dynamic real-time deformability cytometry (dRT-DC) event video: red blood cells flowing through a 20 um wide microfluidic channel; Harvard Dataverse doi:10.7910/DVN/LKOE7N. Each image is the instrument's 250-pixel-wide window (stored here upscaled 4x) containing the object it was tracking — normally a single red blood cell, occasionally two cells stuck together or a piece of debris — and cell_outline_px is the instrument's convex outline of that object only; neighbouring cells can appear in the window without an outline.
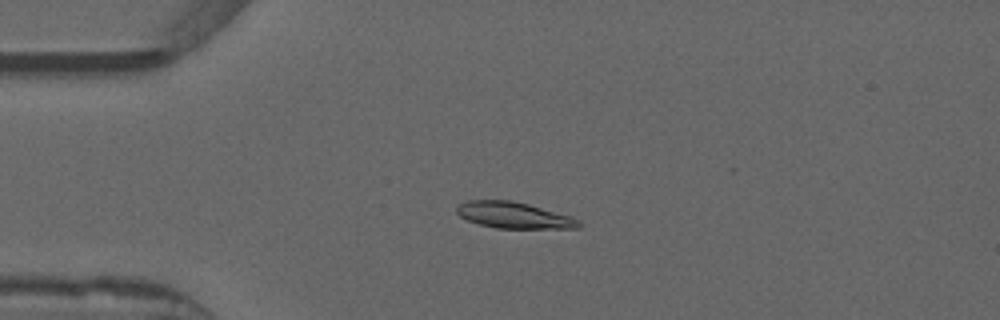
{"species": "common noctule bat (a hibernating species)", "species_latin": "Nyctalus noctula", "temperature_condition": "warm", "stored_images_in_passage": 52, "camera_frame_rate_fps": 3000, "um_per_image_px": 0.085, "animal": {"sex": "male", "forearm_length_mm": 52.5}, "frame": {"image": 1, "passage_image": 12, "time_ms": 3.667, "image_size_px": [1000, 320], "cell_outline_px": [[580, 228], [496, 228], [480, 224], [468, 220], [460, 216], [456, 212], [456, 208], [460, 204], [468, 200], [512, 200], [528, 204], [572, 216], [580, 220]], "centroid_in_image_um": [43.69, 18.29], "position_along_channel_um": 41.3, "area_um2": 18.61}}
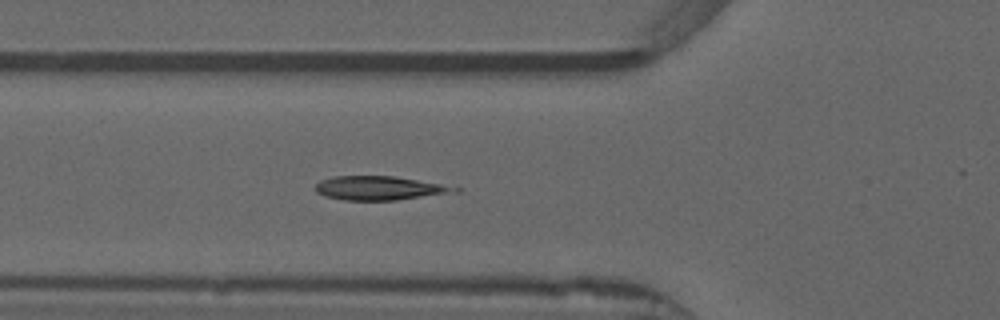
{"frame": {"image": 2, "passage_image": 18, "time_ms": 5.667, "image_size_px": [1000, 320], "cell_outline_px": [[460, 192], [396, 200], [344, 200], [324, 196], [316, 192], [316, 184], [320, 180], [332, 176], [396, 176], [440, 184], [460, 188]], "centroid_in_image_um": [32.24, 15.99], "position_along_channel_um": 93.6, "area_um2": 19.42}}
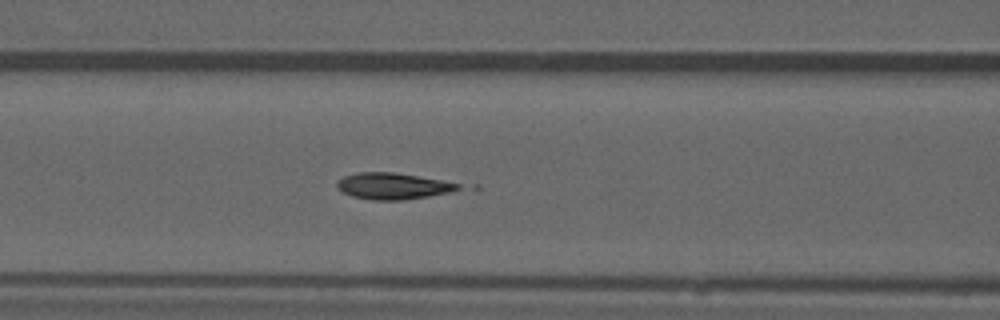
{"frame": {"image": 3, "passage_image": 21, "time_ms": 6.667, "image_size_px": [1000, 320], "cell_outline_px": [[460, 188], [448, 192], [428, 196], [404, 200], [372, 200], [352, 196], [336, 188], [336, 184], [344, 176], [356, 172], [392, 172], [440, 180], [460, 184]], "centroid_in_image_um": [33.34, 15.82], "position_along_channel_um": 133.3, "area_um2": 18.32}}